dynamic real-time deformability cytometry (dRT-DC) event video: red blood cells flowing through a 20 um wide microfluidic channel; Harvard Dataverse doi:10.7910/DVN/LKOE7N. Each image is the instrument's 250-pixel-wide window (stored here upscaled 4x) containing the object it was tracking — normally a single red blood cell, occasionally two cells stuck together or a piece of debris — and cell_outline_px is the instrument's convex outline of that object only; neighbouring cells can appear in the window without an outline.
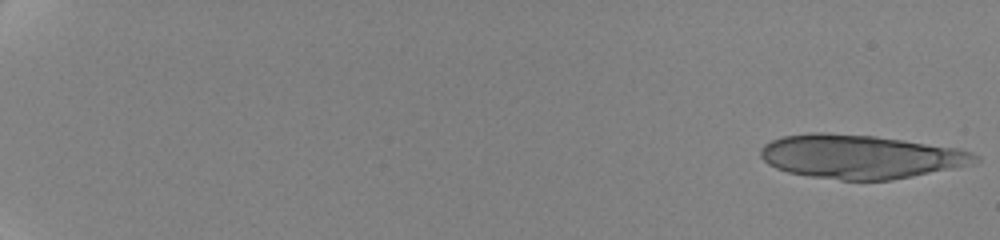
{"species": "human", "species_latin": "Homo sapiens", "temperature_condition": "cold", "stored_images_in_passage": 49, "camera_frame_rate_fps": 3000, "um_per_image_px": 0.085, "donor": {"sex": "female"}, "frame": {"image": 1, "passage_image": 1, "time_ms": 0.0, "image_size_px": [1000, 240], "cell_outline_px": [[980, 160], [972, 164], [892, 180], [840, 180], [812, 176], [788, 172], [776, 168], [768, 164], [760, 156], [760, 148], [764, 144], [772, 140], [784, 136], [808, 132], [824, 132], [876, 136], [960, 148], [972, 152], [980, 156]], "centroid_in_image_um": [73.13, 13.3], "position_along_channel_um": 11.9, "area_um2": 54.85}}
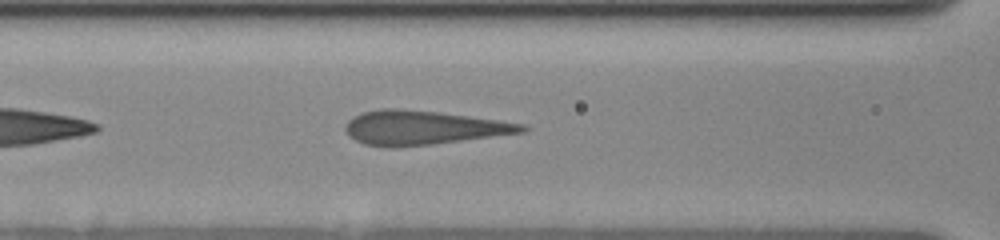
{"frame": {"image": 2, "passage_image": 22, "time_ms": 9.667, "image_size_px": [1000, 240], "cell_outline_px": [[528, 128], [524, 132], [432, 144], [396, 148], [388, 148], [364, 144], [348, 136], [344, 128], [348, 120], [352, 116], [360, 112], [380, 108], [396, 108], [440, 112], [500, 120], [524, 124]], "centroid_in_image_um": [35.89, 10.85], "position_along_channel_um": 130.7, "area_um2": 35.32}}
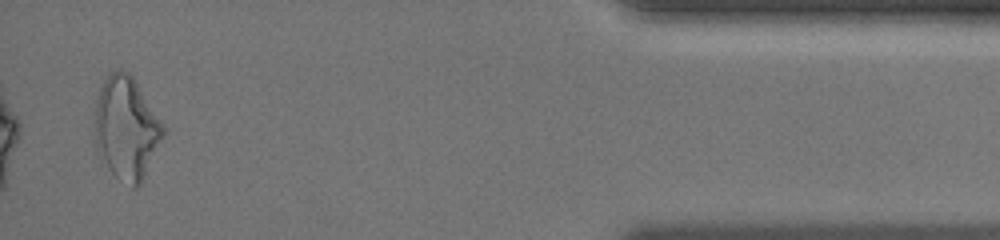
{"frame": {"image": 3, "passage_image": 48, "time_ms": 19.333, "image_size_px": [1000, 240], "cell_outline_px": [[168, 128], [140, 184], [136, 188], [132, 188], [116, 176], [112, 172], [96, 144], [96, 100], [100, 88], [104, 80], [112, 72], [128, 72], [136, 80]], "centroid_in_image_um": [10.81, 10.86], "position_along_channel_um": 424.4, "area_um2": 40.4}}